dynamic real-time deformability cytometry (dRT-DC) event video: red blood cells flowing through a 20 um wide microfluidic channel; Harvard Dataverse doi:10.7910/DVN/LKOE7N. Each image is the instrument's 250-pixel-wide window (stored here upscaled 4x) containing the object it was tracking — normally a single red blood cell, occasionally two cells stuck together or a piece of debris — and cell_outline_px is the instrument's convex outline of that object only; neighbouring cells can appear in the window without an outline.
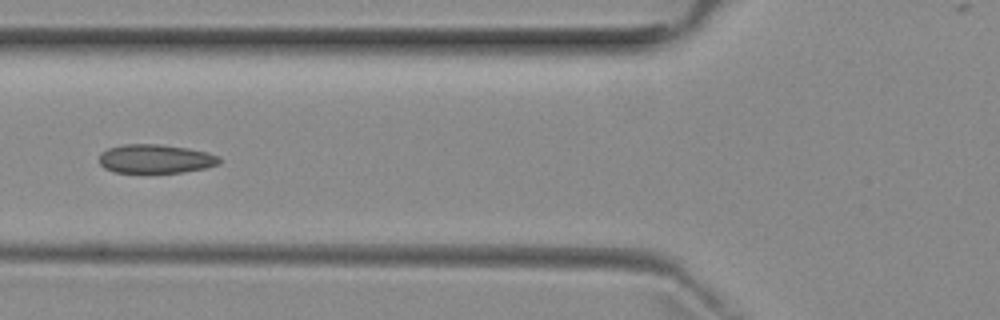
{"species": "common noctule bat (a hibernating species)", "species_latin": "Nyctalus noctula", "temperature_condition": "room temperature", "stored_images_in_passage": 4, "camera_frame_rate_fps": 3000, "um_per_image_px": 0.085, "animal": {"sex": "female", "body_mass_g": 29.2, "forearm_length_mm": 56.3}, "frame": {"image": 1, "passage_image": 4, "time_ms": 4.667, "image_size_px": [1000, 320], "cell_outline_px": [[220, 164], [204, 168], [184, 172], [112, 172], [104, 168], [100, 164], [100, 152], [108, 148], [124, 144], [160, 144], [188, 148], [208, 152], [220, 156]], "centroid_in_image_um": [13.23, 13.49], "position_along_channel_um": 112.6, "area_um2": 20.29}}